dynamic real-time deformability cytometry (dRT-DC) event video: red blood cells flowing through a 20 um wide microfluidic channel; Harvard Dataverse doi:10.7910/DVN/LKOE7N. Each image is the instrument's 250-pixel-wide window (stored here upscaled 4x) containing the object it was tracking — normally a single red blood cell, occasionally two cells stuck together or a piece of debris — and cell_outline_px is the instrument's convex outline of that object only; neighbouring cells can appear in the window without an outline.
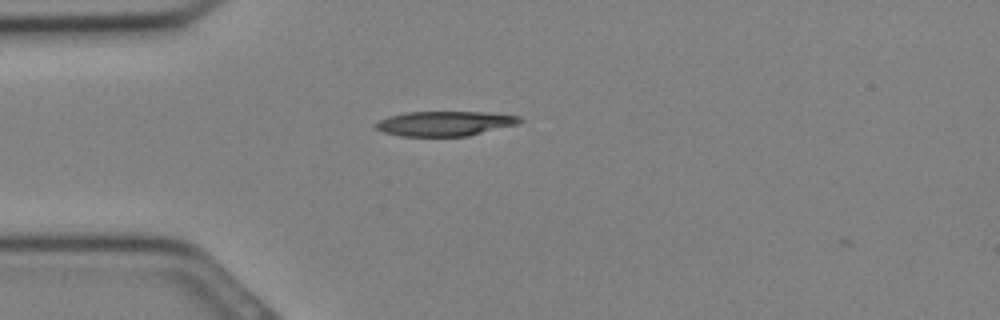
{"species": "Egyptian fruit bat (a non-hibernating species)", "species_latin": "Rousettus aegyptiacus", "temperature_condition": "cold", "stored_images_in_passage": 4, "camera_frame_rate_fps": 3000, "um_per_image_px": 0.085, "animal": {"sex": "female"}, "frame": {"image": 1, "passage_image": 1, "time_ms": 0.0, "image_size_px": [1000, 320], "cell_outline_px": [[524, 120], [520, 124], [468, 136], [400, 136], [384, 132], [376, 128], [372, 124], [376, 120], [388, 116], [408, 112], [488, 112], [520, 116]], "centroid_in_image_um": [37.82, 10.49], "position_along_channel_um": 47.2, "area_um2": 21.1}}
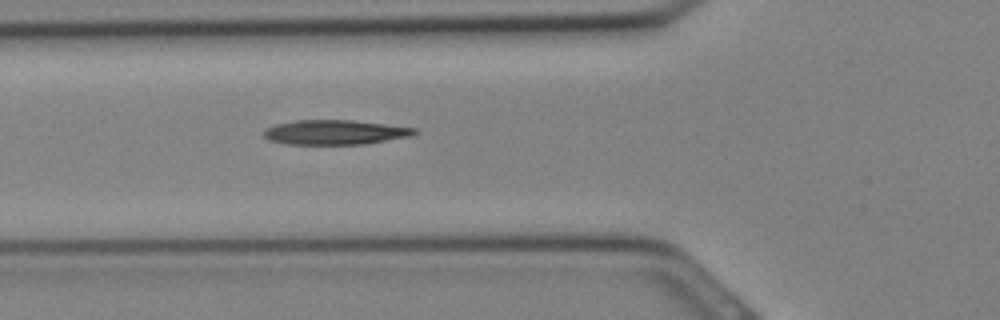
{"frame": {"image": 2, "passage_image": 4, "time_ms": 1.0, "image_size_px": [1000, 320], "cell_outline_px": [[420, 132], [412, 136], [364, 144], [284, 144], [268, 140], [264, 136], [264, 132], [268, 128], [276, 124], [296, 120], [352, 120], [416, 128]], "centroid_in_image_um": [28.5, 11.25], "position_along_channel_um": 97.3, "area_um2": 21.62}}